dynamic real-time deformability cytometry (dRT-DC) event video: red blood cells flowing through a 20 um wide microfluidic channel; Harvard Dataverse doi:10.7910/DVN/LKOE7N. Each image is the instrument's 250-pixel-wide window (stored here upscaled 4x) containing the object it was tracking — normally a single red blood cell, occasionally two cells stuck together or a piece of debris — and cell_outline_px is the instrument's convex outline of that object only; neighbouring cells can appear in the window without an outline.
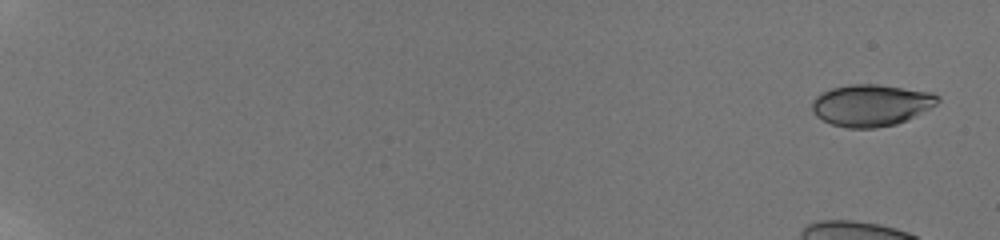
{"species": "human", "species_latin": "Homo sapiens", "temperature_condition": "room temperature", "stored_images_in_passage": 16, "camera_frame_rate_fps": 3000, "um_per_image_px": 0.085, "donor": {"sex": "male"}, "frame": {"image": 1, "passage_image": 1, "time_ms": 0.0, "image_size_px": [1000, 240], "cell_outline_px": [[940, 100], [936, 104], [896, 124], [876, 128], [848, 128], [832, 124], [816, 116], [812, 112], [812, 100], [820, 92], [832, 88], [848, 84], [876, 84], [932, 92], [940, 96]], "centroid_in_image_um": [74.0, 8.93], "position_along_channel_um": 11.0, "area_um2": 30.4}}